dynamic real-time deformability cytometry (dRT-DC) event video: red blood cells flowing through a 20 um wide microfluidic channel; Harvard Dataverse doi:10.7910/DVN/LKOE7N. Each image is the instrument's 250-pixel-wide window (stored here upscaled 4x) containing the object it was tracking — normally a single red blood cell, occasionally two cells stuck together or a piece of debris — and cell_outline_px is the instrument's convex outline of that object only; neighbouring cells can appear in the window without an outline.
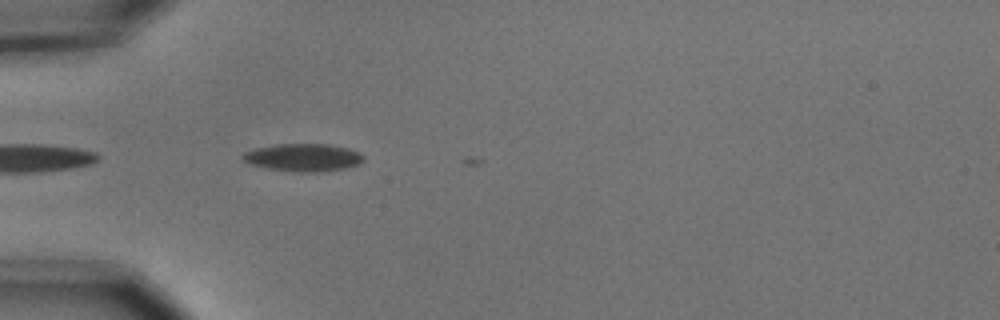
{"species": "common noctule bat (a hibernating species)", "species_latin": "Nyctalus noctula", "temperature_condition": "cold", "stored_images_in_passage": 1, "camera_frame_rate_fps": 3000, "um_per_image_px": 0.085, "animal": {"sex": "male", "body_mass_g": 15.6}, "frame": {"image": 1, "passage_image": 1, "time_ms": 0.0, "image_size_px": [1000, 320], "cell_outline_px": [[364, 160], [360, 164], [344, 168], [316, 172], [304, 172], [268, 168], [252, 164], [244, 160], [240, 156], [244, 152], [256, 148], [276, 144], [328, 144], [348, 148], [360, 152], [364, 156]], "centroid_in_image_um": [25.81, 13.37], "position_along_channel_um": 59.2, "area_um2": 19.31}}